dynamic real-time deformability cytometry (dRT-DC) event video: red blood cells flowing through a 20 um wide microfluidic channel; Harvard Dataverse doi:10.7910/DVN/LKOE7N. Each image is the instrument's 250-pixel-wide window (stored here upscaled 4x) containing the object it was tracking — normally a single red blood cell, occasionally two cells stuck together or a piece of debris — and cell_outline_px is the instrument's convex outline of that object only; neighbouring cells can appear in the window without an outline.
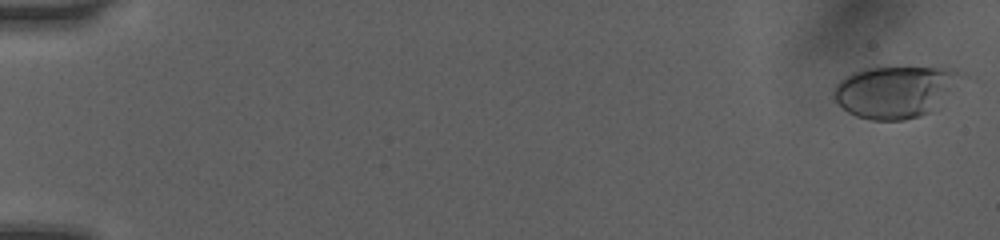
{"species": "human", "species_latin": "Homo sapiens", "temperature_condition": "room temperature", "stored_images_in_passage": 50, "camera_frame_rate_fps": 3000, "um_per_image_px": 0.085, "donor": {"sex": "female"}, "frame": {"image": 1, "passage_image": 1, "time_ms": 0.0, "image_size_px": [1000, 240], "cell_outline_px": [[968, 76], [932, 112], [920, 116], [904, 120], [872, 120], [856, 116], [848, 112], [832, 96], [832, 88], [844, 76], [852, 72], [864, 68], [956, 68], [968, 72]], "centroid_in_image_um": [76.17, 7.78], "position_along_channel_um": 8.8, "area_um2": 39.25}}
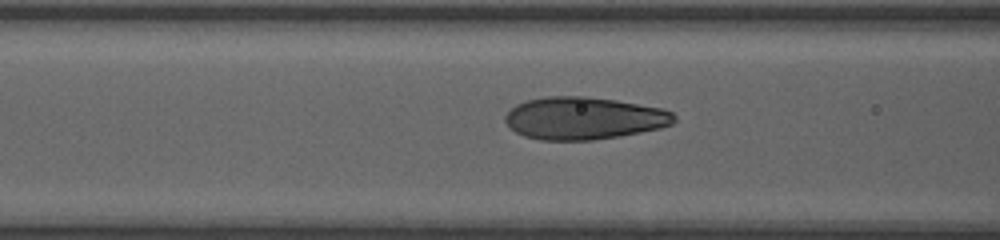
{"frame": {"image": 2, "passage_image": 21, "time_ms": 7.0, "image_size_px": [1000, 240], "cell_outline_px": [[676, 120], [672, 124], [660, 128], [620, 136], [592, 140], [540, 140], [524, 136], [516, 132], [504, 120], [504, 116], [516, 104], [524, 100], [544, 96], [584, 96], [616, 100], [664, 108], [672, 112], [676, 116]], "centroid_in_image_um": [49.63, 10.04], "position_along_channel_um": 117.0, "area_um2": 42.02}}
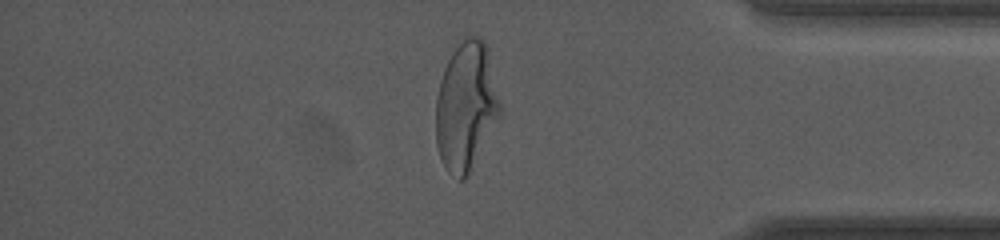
{"frame": {"image": 3, "passage_image": 43, "time_ms": 14.333, "image_size_px": [1000, 240], "cell_outline_px": [[500, 112], [468, 176], [464, 180], [460, 180], [448, 172], [444, 168], [436, 144], [436, 96], [440, 80], [444, 68], [452, 52], [468, 36], [476, 36], [484, 40], [488, 48], [500, 104]], "centroid_in_image_um": [39.58, 9.04], "position_along_channel_um": 395.6, "area_um2": 47.45}, "authors_computed_cell_mechanics": {"area_um2": 41.616, "velocity_mm_per_s": 4.0871, "shape_relaxation_time_tau1_ms": 3.8855, "shape_relaxation_time_tau2_ms": null, "deformation_change_tau1": 0.1823, "deformation_change_tau2": null}}